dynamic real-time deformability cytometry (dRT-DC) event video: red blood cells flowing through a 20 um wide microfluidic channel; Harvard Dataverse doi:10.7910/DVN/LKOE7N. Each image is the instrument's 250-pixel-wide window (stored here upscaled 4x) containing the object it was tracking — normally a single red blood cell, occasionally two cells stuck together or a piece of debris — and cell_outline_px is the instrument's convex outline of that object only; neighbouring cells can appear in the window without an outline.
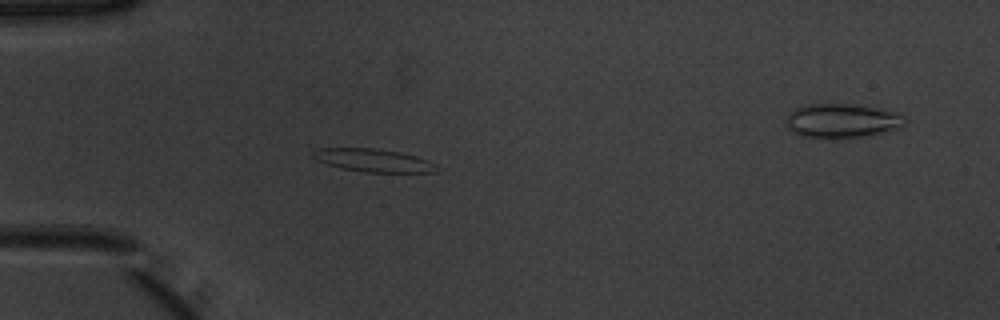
{"species": "common noctule bat (a hibernating species)", "species_latin": "Nyctalus noctula", "temperature_condition": "warm", "stored_images_in_passage": 47, "camera_frame_rate_fps": 3000, "um_per_image_px": 0.085, "animal": {"sex": "male", "body_mass_g": 20.1, "forearm_length_mm": 53.5}, "frame": {"image": 1, "passage_image": 9, "time_ms": 2.667, "image_size_px": [1000, 320], "cell_outline_px": [[440, 168], [436, 172], [364, 172], [340, 168], [316, 160], [312, 156], [312, 152], [316, 148], [376, 148], [400, 152], [416, 156], [428, 160], [436, 164]], "centroid_in_image_um": [31.75, 13.63], "position_along_channel_um": 53.3, "area_um2": 16.7}}
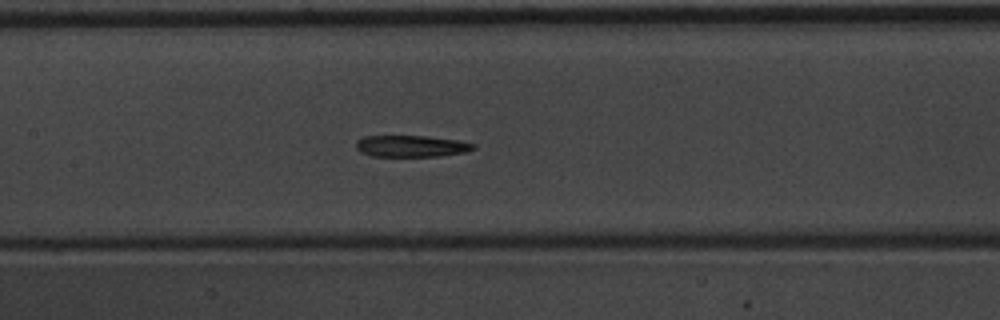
{"frame": {"image": 2, "passage_image": 19, "time_ms": 6.0, "image_size_px": [1000, 320], "cell_outline_px": [[476, 148], [468, 152], [440, 156], [372, 156], [360, 152], [356, 148], [356, 140], [364, 136], [424, 136], [460, 140], [476, 144]], "centroid_in_image_um": [34.99, 12.42], "position_along_channel_um": 172.4, "area_um2": 14.91}}
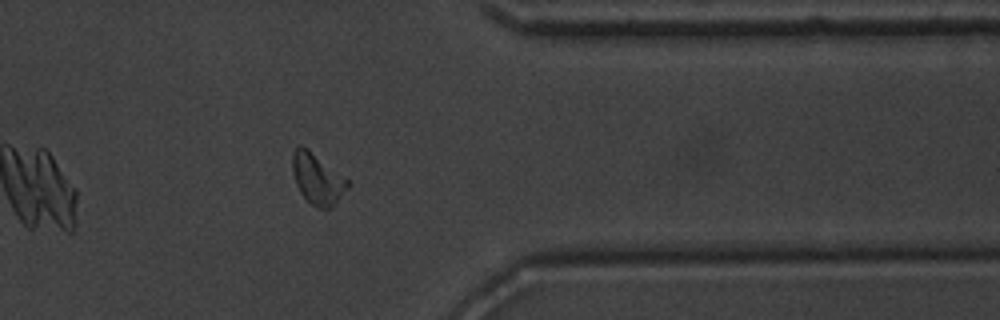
{"frame": {"image": 3, "passage_image": 36, "time_ms": 11.667, "image_size_px": [1000, 320], "cell_outline_px": [[352, 184], [328, 208], [316, 208], [300, 192], [296, 184], [292, 172], [292, 152], [300, 144], [308, 148], [352, 180]], "centroid_in_image_um": [27.0, 15.14], "position_along_channel_um": 384.4, "area_um2": 16.59}, "authors_computed_cell_mechanics": {"area_um2": 16.1262, "velocity_mm_per_s": 3.9007, "shape_relaxation_time_tau1_ms": 5.8103, "shape_relaxation_time_tau2_ms": 4.9661, "deformation_change_tau1": 0.1799, "deformation_change_tau2": 0.1165}}